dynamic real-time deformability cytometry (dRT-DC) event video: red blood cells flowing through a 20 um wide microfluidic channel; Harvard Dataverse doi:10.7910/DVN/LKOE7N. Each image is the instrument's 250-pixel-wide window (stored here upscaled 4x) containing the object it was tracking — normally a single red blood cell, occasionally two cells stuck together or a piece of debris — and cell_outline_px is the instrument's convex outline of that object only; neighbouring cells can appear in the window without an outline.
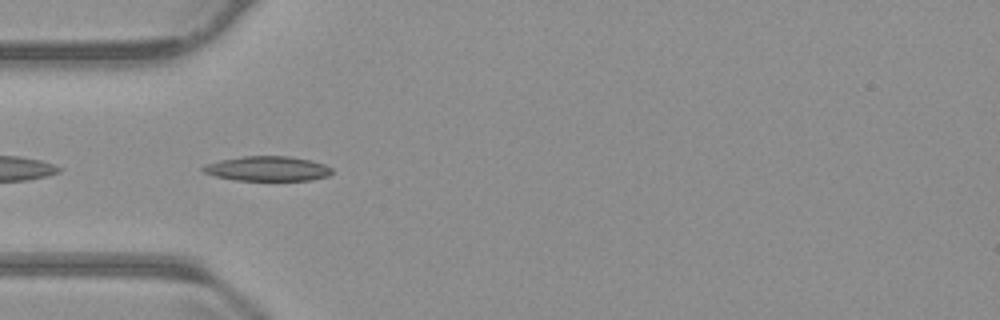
{"species": "common noctule bat (a hibernating species)", "species_latin": "Nyctalus noctula", "temperature_condition": "warm", "stored_images_in_passage": 40, "camera_frame_rate_fps": 3000, "um_per_image_px": 0.085, "animal": {"sex": "male", "body_mass_g": 23.1, "forearm_length_mm": 52.7}, "frame": {"image": 1, "passage_image": 2, "time_ms": 0.333, "image_size_px": [1000, 320], "cell_outline_px": [[332, 172], [328, 176], [312, 180], [236, 180], [216, 176], [204, 172], [200, 168], [204, 164], [220, 160], [244, 156], [288, 156], [312, 160], [324, 164], [332, 168]], "centroid_in_image_um": [22.74, 14.33], "position_along_channel_um": 62.3, "area_um2": 18.61}}
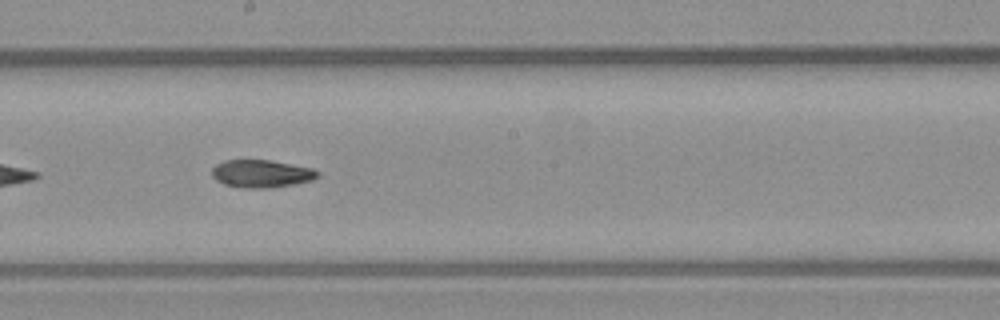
{"frame": {"image": 2, "passage_image": 15, "time_ms": 4.667, "image_size_px": [1000, 320], "cell_outline_px": [[320, 176], [312, 180], [292, 184], [268, 188], [244, 188], [224, 184], [216, 180], [212, 176], [212, 168], [216, 164], [224, 160], [268, 160], [312, 168], [320, 172]], "centroid_in_image_um": [22.21, 14.76], "position_along_channel_um": 226.0, "area_um2": 16.99}}
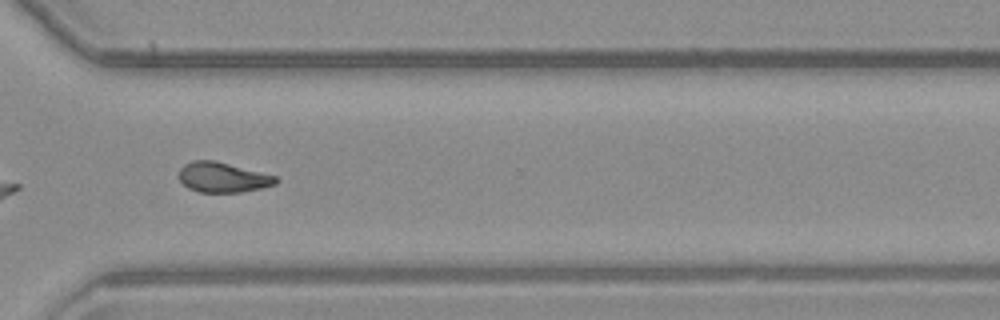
{"frame": {"image": 3, "passage_image": 25, "time_ms": 8.0, "image_size_px": [1000, 320], "cell_outline_px": [[280, 180], [276, 184], [260, 188], [240, 192], [200, 192], [188, 188], [180, 180], [180, 168], [184, 164], [192, 160], [216, 160], [276, 176]], "centroid_in_image_um": [18.94, 15.06], "position_along_channel_um": 351.7, "area_um2": 16.94}}